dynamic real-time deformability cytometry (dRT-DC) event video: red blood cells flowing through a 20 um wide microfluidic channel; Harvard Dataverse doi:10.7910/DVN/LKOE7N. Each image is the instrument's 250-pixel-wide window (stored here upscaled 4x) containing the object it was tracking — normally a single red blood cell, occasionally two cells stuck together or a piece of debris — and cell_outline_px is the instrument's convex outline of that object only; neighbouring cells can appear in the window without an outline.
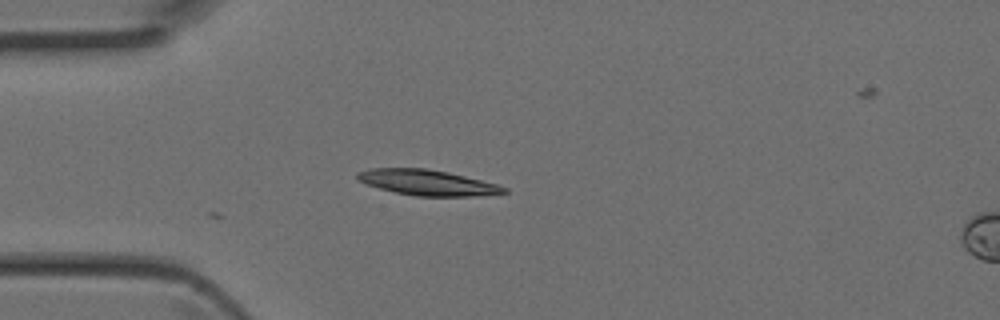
{"species": "Egyptian fruit bat (a non-hibernating species)", "species_latin": "Rousettus aegyptiacus", "temperature_condition": "room temperature", "stored_images_in_passage": 8, "camera_frame_rate_fps": 3000, "um_per_image_px": 0.085, "animal": {"sex": "female"}, "frame": {"image": 1, "passage_image": 8, "time_ms": 2.333, "image_size_px": [1000, 320], "cell_outline_px": [[508, 192], [476, 196], [416, 196], [396, 192], [364, 184], [356, 180], [356, 172], [372, 168], [424, 168], [448, 172], [496, 184], [508, 188]], "centroid_in_image_um": [36.28, 15.51], "position_along_channel_um": 48.7, "area_um2": 21.73}}